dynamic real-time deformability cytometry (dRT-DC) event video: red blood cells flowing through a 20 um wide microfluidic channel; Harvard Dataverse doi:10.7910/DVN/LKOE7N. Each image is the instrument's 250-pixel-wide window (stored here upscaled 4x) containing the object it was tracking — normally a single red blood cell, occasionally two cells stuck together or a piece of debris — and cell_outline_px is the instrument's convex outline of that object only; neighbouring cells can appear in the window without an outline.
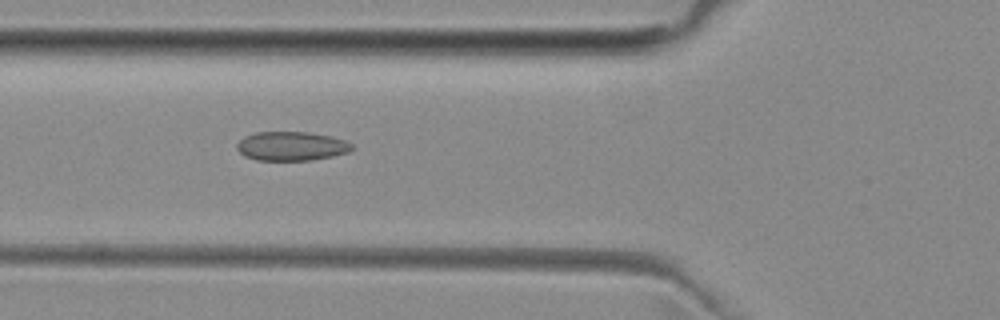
{"species": "common noctule bat (a hibernating species)", "species_latin": "Nyctalus noctula", "temperature_condition": "room temperature", "stored_images_in_passage": 7, "camera_frame_rate_fps": 3000, "um_per_image_px": 0.085, "animal": {"sex": "female", "body_mass_g": 29.2, "forearm_length_mm": 56.3}, "frame": {"image": 1, "passage_image": 5, "time_ms": 5.667, "image_size_px": [1000, 320], "cell_outline_px": [[356, 148], [348, 152], [332, 156], [312, 160], [256, 160], [244, 156], [236, 148], [236, 144], [244, 136], [256, 132], [308, 132], [332, 136], [344, 140], [352, 144]], "centroid_in_image_um": [24.78, 12.42], "position_along_channel_um": 101.0, "area_um2": 19.59}}
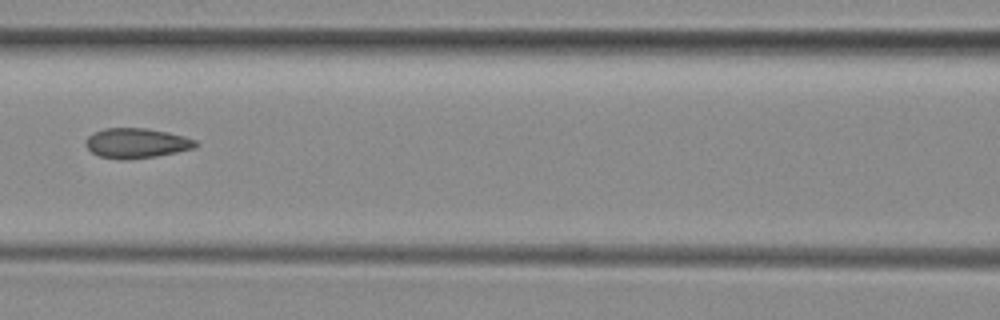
{"frame": {"image": 2, "passage_image": 6, "time_ms": 7.0, "image_size_px": [1000, 320], "cell_outline_px": [[200, 144], [196, 148], [156, 156], [128, 160], [120, 160], [100, 156], [92, 152], [84, 144], [84, 140], [88, 136], [104, 128], [148, 128], [168, 132], [184, 136], [196, 140]], "centroid_in_image_um": [11.62, 12.17], "position_along_channel_um": 155.0, "area_um2": 19.36}}
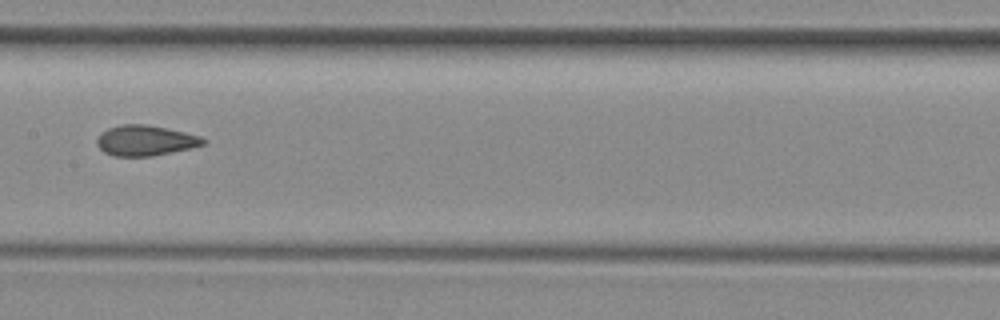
{"frame": {"image": 3, "passage_image": 7, "time_ms": 8.0, "image_size_px": [1000, 320], "cell_outline_px": [[208, 140], [204, 144], [192, 148], [152, 156], [112, 156], [104, 152], [96, 144], [96, 140], [100, 132], [108, 128], [120, 124], [144, 124], [168, 128], [200, 136]], "centroid_in_image_um": [12.34, 11.94], "position_along_channel_um": 195.1, "area_um2": 19.02}}